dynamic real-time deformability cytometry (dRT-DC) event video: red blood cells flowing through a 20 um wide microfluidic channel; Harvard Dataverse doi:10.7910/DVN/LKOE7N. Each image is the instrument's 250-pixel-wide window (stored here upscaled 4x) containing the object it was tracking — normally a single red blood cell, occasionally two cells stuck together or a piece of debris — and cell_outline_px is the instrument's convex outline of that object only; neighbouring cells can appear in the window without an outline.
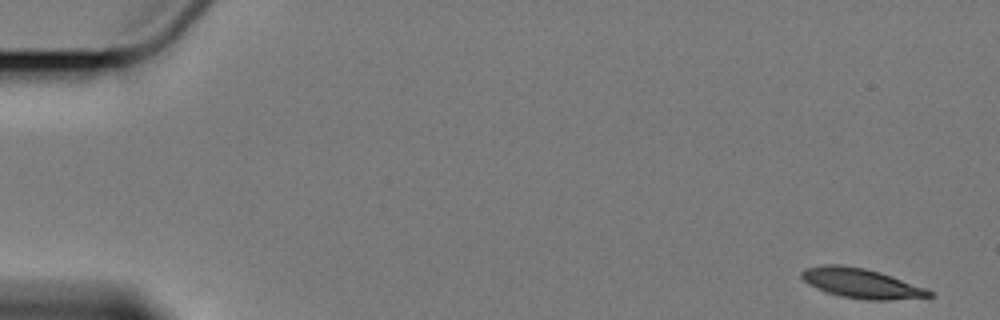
{"species": "Egyptian fruit bat (a non-hibernating species)", "species_latin": "Rousettus aegyptiacus", "temperature_condition": "cold", "stored_images_in_passage": 9, "camera_frame_rate_fps": 3000, "um_per_image_px": 0.085, "animal": {"sex": "female"}, "frame": {"image": 1, "passage_image": 1, "time_ms": 0.0, "image_size_px": [1000, 320], "cell_outline_px": [[936, 296], [888, 300], [864, 300], [840, 296], [824, 292], [808, 284], [800, 276], [800, 272], [804, 268], [824, 264], [840, 264], [864, 268], [880, 272], [892, 276], [936, 292]], "centroid_in_image_um": [73.19, 24.08], "position_along_channel_um": 11.8, "area_um2": 22.37}}
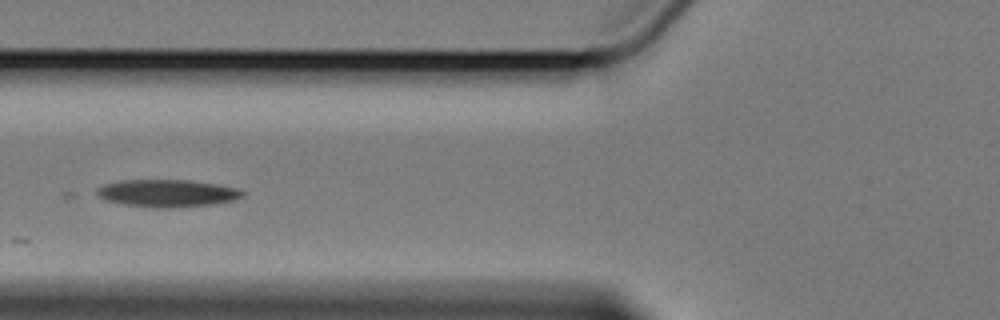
{"frame": {"image": 2, "passage_image": 6, "time_ms": 7.0, "image_size_px": [1000, 320], "cell_outline_px": [[244, 196], [232, 200], [212, 204], [176, 208], [160, 208], [120, 204], [104, 200], [96, 196], [96, 192], [100, 188], [108, 184], [124, 180], [188, 180], [216, 184], [236, 188], [244, 192]], "centroid_in_image_um": [14.21, 16.44], "position_along_channel_um": 111.6, "area_um2": 23.12}}
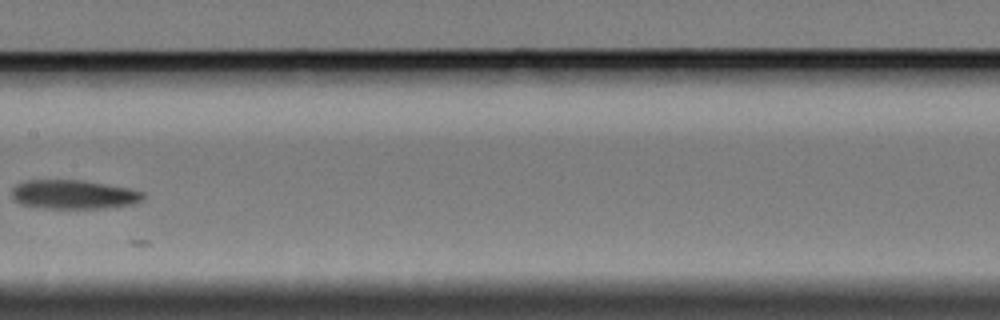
{"frame": {"image": 3, "passage_image": 8, "time_ms": 9.667, "image_size_px": [1000, 320], "cell_outline_px": [[144, 200], [136, 204], [108, 208], [36, 208], [20, 204], [12, 200], [12, 188], [16, 184], [28, 180], [80, 180], [128, 188], [144, 192]], "centroid_in_image_um": [6.25, 16.54], "position_along_channel_um": 201.2, "area_um2": 22.48}}